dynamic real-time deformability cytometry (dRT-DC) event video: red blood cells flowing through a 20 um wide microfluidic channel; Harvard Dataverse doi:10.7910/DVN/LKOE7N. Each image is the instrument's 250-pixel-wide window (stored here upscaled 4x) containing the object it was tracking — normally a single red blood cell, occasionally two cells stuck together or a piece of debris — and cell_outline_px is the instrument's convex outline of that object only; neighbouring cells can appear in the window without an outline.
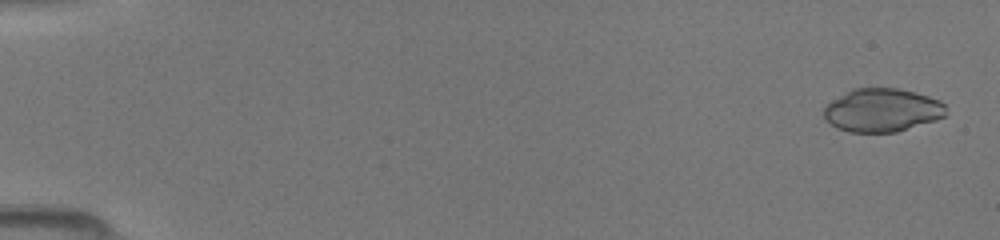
{"species": "common noctule bat (a hibernating species)", "species_latin": "Nyctalus noctula", "temperature_condition": "room temperature", "stored_images_in_passage": 49, "camera_frame_rate_fps": 3000, "um_per_image_px": 0.085, "animal": {"sex": "female", "body_mass_g": 19.5, "forearm_length_mm": 54.1}, "frame": {"image": 1, "passage_image": 2, "time_ms": 0.333, "image_size_px": [1000, 240], "cell_outline_px": [[944, 116], [936, 120], [896, 132], [848, 132], [836, 128], [824, 116], [824, 108], [832, 100], [852, 88], [896, 88], [928, 96], [940, 100], [944, 104]], "centroid_in_image_um": [74.96, 9.37], "position_along_channel_um": 10.0, "area_um2": 30.58}}